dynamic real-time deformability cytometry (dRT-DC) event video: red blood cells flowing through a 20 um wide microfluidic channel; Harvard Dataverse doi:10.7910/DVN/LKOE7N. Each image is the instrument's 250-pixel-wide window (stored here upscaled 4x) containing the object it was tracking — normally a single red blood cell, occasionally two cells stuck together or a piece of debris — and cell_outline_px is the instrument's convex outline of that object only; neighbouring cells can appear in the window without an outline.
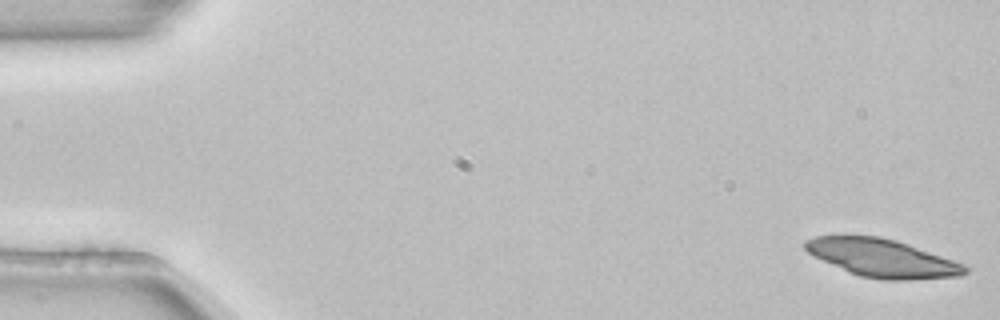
{"species": "common noctule bat (a hibernating species)", "species_latin": "Nyctalus noctula", "temperature_condition": "room temperature", "stored_images_in_passage": 52, "camera_frame_rate_fps": 3000, "um_per_image_px": 0.085, "animal": {"sex": "female", "body_mass_g": 22.7, "forearm_length_mm": 54.2}, "frame": {"image": 1, "passage_image": 1, "time_ms": 0.0, "image_size_px": [1000, 320], "cell_outline_px": [[968, 272], [960, 276], [912, 280], [884, 280], [860, 276], [824, 260], [808, 252], [804, 248], [804, 240], [816, 236], [880, 236], [896, 240], [968, 264]], "centroid_in_image_um": [75.09, 21.94], "position_along_channel_um": 9.9, "area_um2": 35.26}}